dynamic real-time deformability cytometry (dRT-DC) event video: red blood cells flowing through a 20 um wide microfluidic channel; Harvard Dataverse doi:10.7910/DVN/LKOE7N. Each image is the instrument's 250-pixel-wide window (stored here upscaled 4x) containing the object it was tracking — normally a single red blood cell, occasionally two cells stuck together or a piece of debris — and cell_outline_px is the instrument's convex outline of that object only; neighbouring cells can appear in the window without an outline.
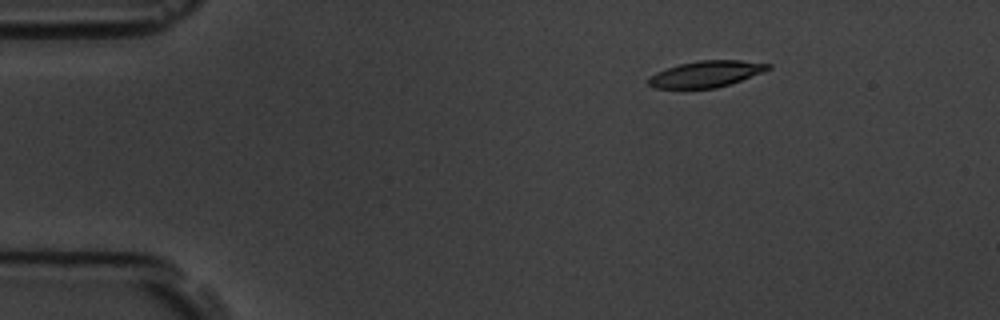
{"species": "common noctule bat (a hibernating species)", "species_latin": "Nyctalus noctula", "temperature_condition": "room temperature", "stored_images_in_passage": 6, "camera_frame_rate_fps": 3000, "um_per_image_px": 0.085, "animal": {"sex": "male", "body_mass_g": 19.5, "forearm_length_mm": 54.6}, "frame": {"image": 1, "passage_image": 2, "time_ms": 1.333, "image_size_px": [1000, 320], "cell_outline_px": [[772, 68], [764, 72], [716, 88], [652, 88], [648, 84], [648, 80], [656, 72], [680, 64], [700, 60], [740, 60], [772, 64]], "centroid_in_image_um": [60.05, 6.28], "position_along_channel_um": 25.0, "area_um2": 18.15}}
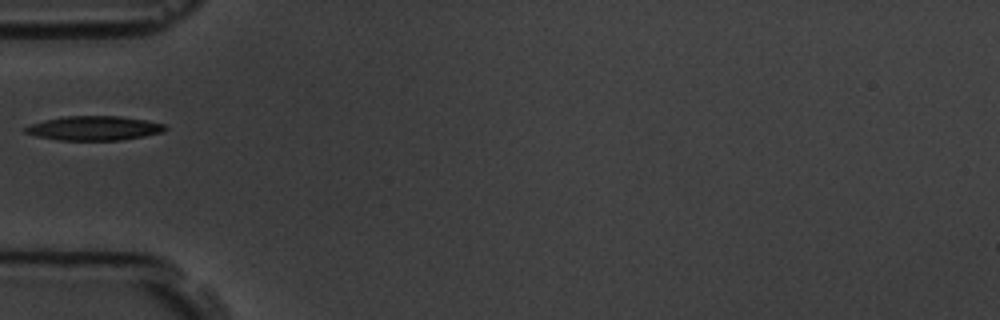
{"frame": {"image": 2, "passage_image": 5, "time_ms": 4.667, "image_size_px": [1000, 320], "cell_outline_px": [[168, 128], [164, 132], [144, 136], [120, 140], [60, 140], [36, 136], [24, 132], [24, 128], [28, 124], [44, 120], [64, 116], [120, 116], [144, 120], [164, 124]], "centroid_in_image_um": [7.98, 10.89], "position_along_channel_um": 77.0, "area_um2": 19.83}}
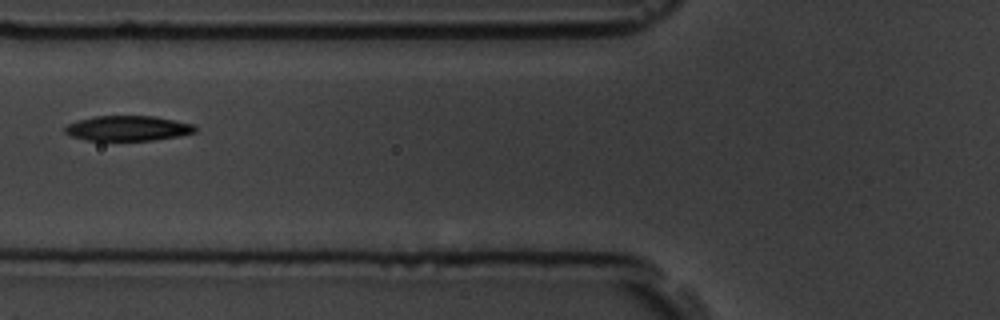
{"frame": {"image": 3, "passage_image": 6, "time_ms": 5.667, "image_size_px": [1000, 320], "cell_outline_px": [[196, 132], [176, 136], [152, 140], [84, 140], [72, 136], [64, 132], [64, 128], [68, 124], [92, 116], [156, 116], [196, 124]], "centroid_in_image_um": [10.89, 10.89], "position_along_channel_um": 114.9, "area_um2": 19.02}}